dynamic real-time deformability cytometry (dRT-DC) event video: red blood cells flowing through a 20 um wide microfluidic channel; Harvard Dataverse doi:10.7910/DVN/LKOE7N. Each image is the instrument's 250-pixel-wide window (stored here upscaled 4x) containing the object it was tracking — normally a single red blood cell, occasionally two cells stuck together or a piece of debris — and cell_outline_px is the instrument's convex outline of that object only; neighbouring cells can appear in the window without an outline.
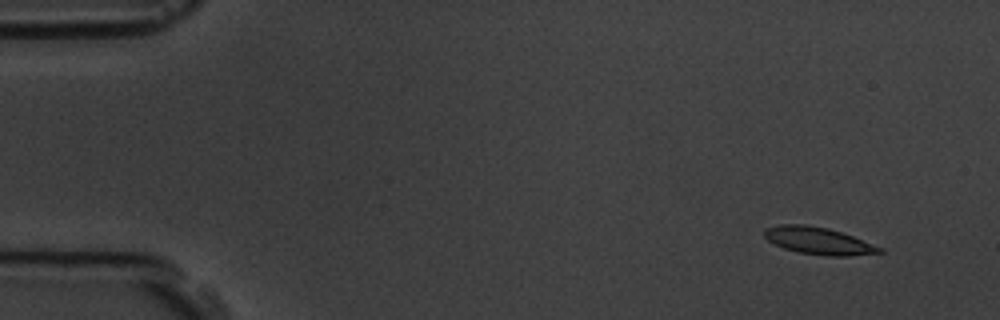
{"species": "common noctule bat (a hibernating species)", "species_latin": "Nyctalus noctula", "temperature_condition": "room temperature", "stored_images_in_passage": 8, "camera_frame_rate_fps": 3000, "um_per_image_px": 0.085, "animal": {"sex": "male", "body_mass_g": 19.5, "forearm_length_mm": 54.6}, "frame": {"image": 1, "passage_image": 2, "time_ms": 1.333, "image_size_px": [1000, 320], "cell_outline_px": [[884, 252], [848, 256], [824, 256], [800, 252], [784, 248], [768, 240], [764, 236], [764, 228], [780, 224], [804, 224], [828, 228], [852, 236], [884, 248]], "centroid_in_image_um": [69.57, 20.46], "position_along_channel_um": 15.4, "area_um2": 18.15}}
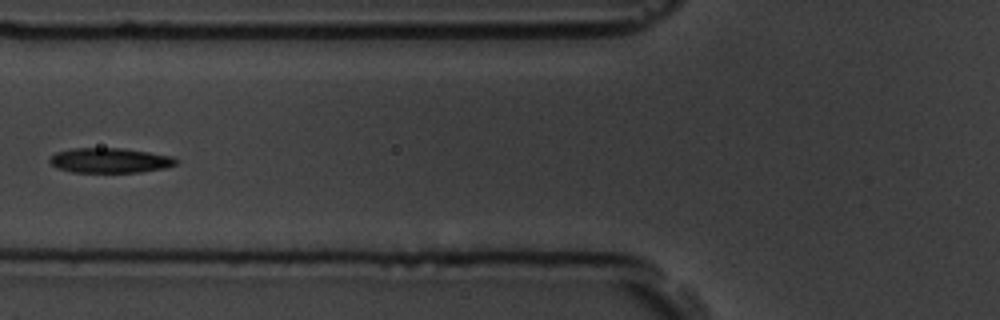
{"frame": {"image": 2, "passage_image": 7, "time_ms": 7.0, "image_size_px": [1000, 320], "cell_outline_px": [[180, 160], [176, 164], [164, 168], [140, 172], [72, 172], [56, 168], [48, 160], [56, 152], [72, 148], [120, 148], [148, 152], [172, 156]], "centroid_in_image_um": [9.34, 13.63], "position_along_channel_um": 116.5, "area_um2": 18.32}}
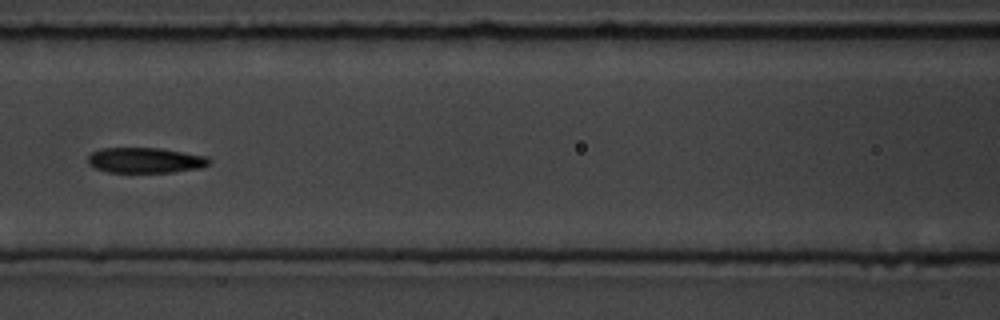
{"frame": {"image": 3, "passage_image": 8, "time_ms": 8.0, "image_size_px": [1000, 320], "cell_outline_px": [[212, 160], [208, 164], [200, 168], [172, 172], [108, 172], [96, 168], [88, 164], [88, 156], [92, 152], [100, 148], [160, 148], [208, 156]], "centroid_in_image_um": [12.36, 13.62], "position_along_channel_um": 154.2, "area_um2": 17.98}}